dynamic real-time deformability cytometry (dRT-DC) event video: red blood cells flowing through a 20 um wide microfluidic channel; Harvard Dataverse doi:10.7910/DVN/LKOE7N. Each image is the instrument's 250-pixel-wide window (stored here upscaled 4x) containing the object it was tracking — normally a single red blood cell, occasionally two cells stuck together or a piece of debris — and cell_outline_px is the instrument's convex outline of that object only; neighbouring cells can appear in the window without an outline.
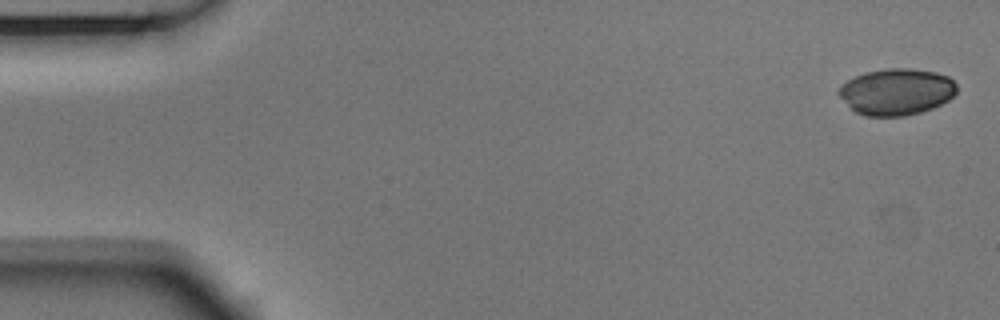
{"species": "Egyptian fruit bat (a non-hibernating species)", "species_latin": "Rousettus aegyptiacus", "temperature_condition": "room temperature", "stored_images_in_passage": 6, "camera_frame_rate_fps": 3000, "um_per_image_px": 0.085, "animal": {"sex": "male"}, "frame": {"image": 1, "passage_image": 1, "time_ms": 0.0, "image_size_px": [1000, 320], "cell_outline_px": [[956, 92], [948, 100], [932, 108], [920, 112], [904, 116], [864, 116], [856, 112], [836, 92], [848, 80], [864, 72], [884, 68], [908, 68], [936, 72], [948, 76], [956, 84]], "centroid_in_image_um": [76.21, 7.79], "position_along_channel_um": 8.8, "area_um2": 31.79}}
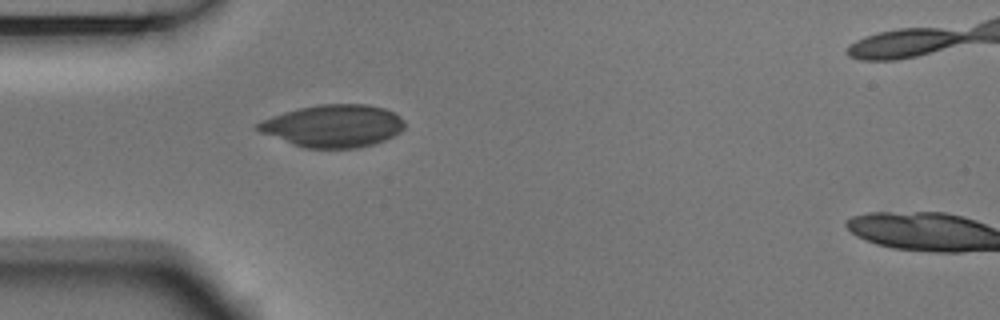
{"frame": {"image": 2, "passage_image": 5, "time_ms": 1.333, "image_size_px": [1000, 320], "cell_outline_px": [[404, 128], [400, 132], [384, 140], [360, 148], [304, 148], [292, 144], [260, 132], [252, 128], [256, 124], [272, 116], [284, 112], [300, 108], [320, 104], [364, 104], [384, 108], [392, 112], [404, 120]], "centroid_in_image_um": [28.3, 10.71], "position_along_channel_um": 56.7, "area_um2": 36.18}}